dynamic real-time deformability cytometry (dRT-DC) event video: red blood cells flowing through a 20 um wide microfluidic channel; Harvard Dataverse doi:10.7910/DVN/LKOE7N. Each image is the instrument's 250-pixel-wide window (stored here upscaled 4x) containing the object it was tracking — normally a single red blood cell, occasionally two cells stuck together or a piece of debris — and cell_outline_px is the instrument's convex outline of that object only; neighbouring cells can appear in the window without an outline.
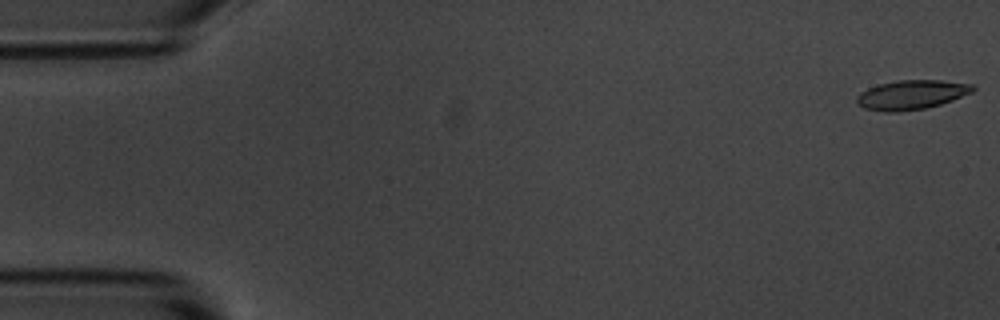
{"species": "common noctule bat (a hibernating species)", "species_latin": "Nyctalus noctula", "temperature_condition": "room temperature", "stored_images_in_passage": 9, "camera_frame_rate_fps": 3000, "um_per_image_px": 0.085, "animal": {"sex": "male", "body_mass_g": 20.1, "forearm_length_mm": 53.5}, "frame": {"image": 1, "passage_image": 1, "time_ms": 0.0, "image_size_px": [1000, 320], "cell_outline_px": [[976, 88], [972, 92], [952, 100], [940, 104], [924, 108], [896, 112], [884, 112], [864, 108], [856, 100], [856, 96], [860, 92], [868, 88], [880, 84], [896, 80], [940, 80], [972, 84]], "centroid_in_image_um": [77.47, 8.05], "position_along_channel_um": 7.5, "area_um2": 19.71}}
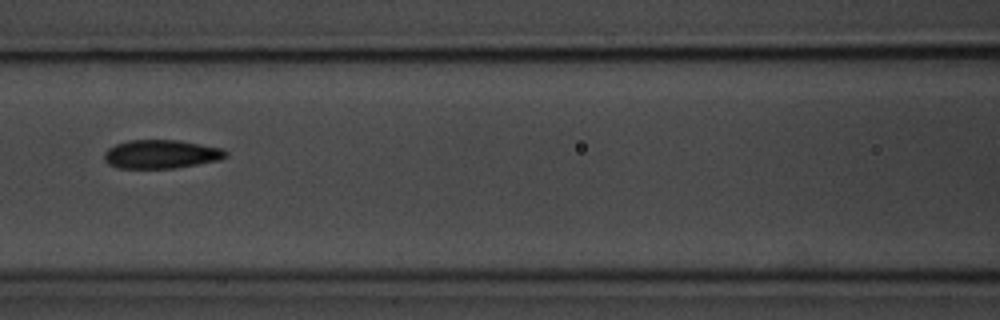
{"frame": {"image": 2, "passage_image": 7, "time_ms": 7.667, "image_size_px": [1000, 320], "cell_outline_px": [[228, 156], [220, 160], [176, 168], [116, 168], [108, 164], [104, 160], [104, 152], [108, 148], [116, 144], [128, 140], [180, 140], [224, 148], [228, 152]], "centroid_in_image_um": [13.72, 13.1], "position_along_channel_um": 152.9, "area_um2": 20.58}}
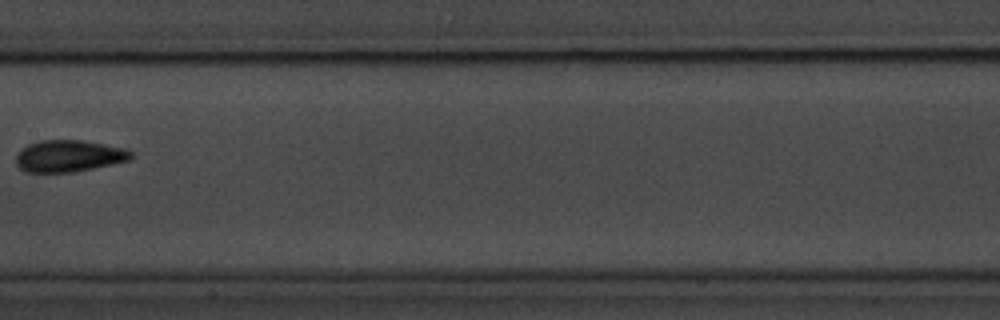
{"frame": {"image": 3, "passage_image": 8, "time_ms": 9.0, "image_size_px": [1000, 320], "cell_outline_px": [[132, 156], [128, 160], [112, 164], [76, 172], [24, 172], [16, 164], [16, 156], [28, 144], [40, 140], [84, 140], [128, 148], [132, 152]], "centroid_in_image_um": [5.88, 13.25], "position_along_channel_um": 201.5, "area_um2": 21.39}}